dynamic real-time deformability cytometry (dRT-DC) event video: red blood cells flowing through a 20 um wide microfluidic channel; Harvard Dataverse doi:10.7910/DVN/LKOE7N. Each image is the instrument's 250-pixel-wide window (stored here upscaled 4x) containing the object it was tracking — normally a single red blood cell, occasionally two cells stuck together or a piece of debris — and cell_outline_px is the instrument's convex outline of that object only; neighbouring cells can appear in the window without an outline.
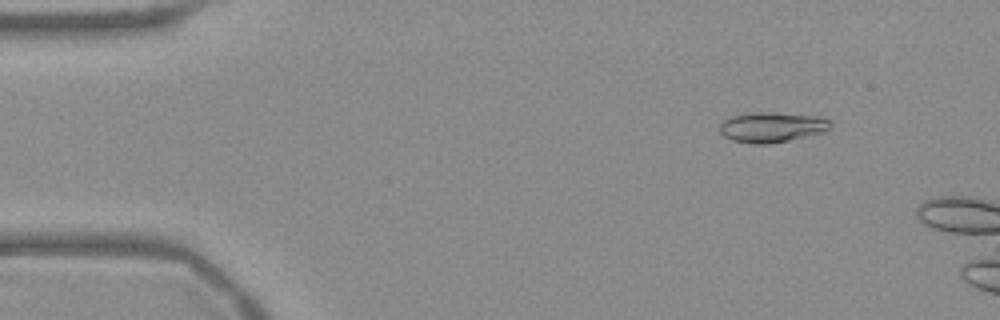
{"species": "Egyptian fruit bat (a non-hibernating species)", "species_latin": "Rousettus aegyptiacus", "temperature_condition": "warm", "stored_images_in_passage": 9, "camera_frame_rate_fps": 3000, "um_per_image_px": 0.085, "frame": {"image": 1, "passage_image": 6, "time_ms": 1.667, "image_size_px": [1000, 320], "cell_outline_px": [[832, 128], [828, 132], [768, 144], [752, 144], [732, 140], [724, 136], [716, 128], [728, 116], [748, 112], [776, 112], [824, 116], [832, 120]], "centroid_in_image_um": [65.66, 10.79], "position_along_channel_um": 19.3, "area_um2": 20.29}}